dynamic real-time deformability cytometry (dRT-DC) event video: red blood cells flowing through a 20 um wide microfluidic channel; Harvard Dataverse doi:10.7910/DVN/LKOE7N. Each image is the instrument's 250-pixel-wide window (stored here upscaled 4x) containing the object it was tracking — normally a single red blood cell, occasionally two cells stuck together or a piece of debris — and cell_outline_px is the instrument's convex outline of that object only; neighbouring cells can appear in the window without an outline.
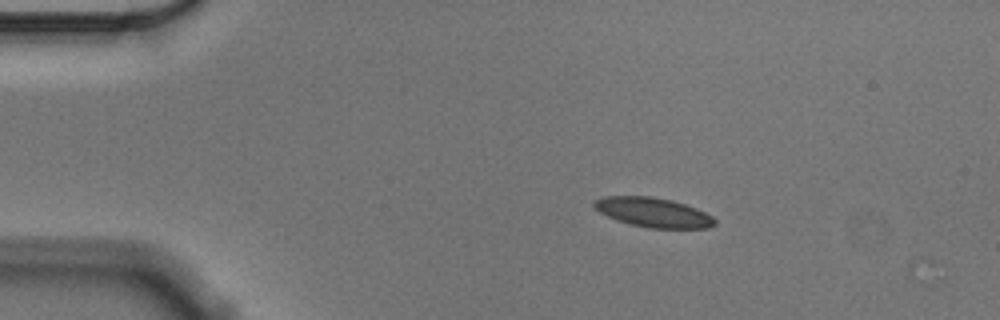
{"species": "Egyptian fruit bat (a non-hibernating species)", "species_latin": "Rousettus aegyptiacus", "temperature_condition": "cold", "stored_images_in_passage": 3, "camera_frame_rate_fps": 3000, "um_per_image_px": 0.085, "animal": {"sex": "male"}, "frame": {"image": 1, "passage_image": 1, "time_ms": 0.0, "image_size_px": [1000, 320], "cell_outline_px": [[716, 224], [708, 228], [648, 228], [628, 224], [616, 220], [592, 208], [592, 204], [596, 200], [604, 196], [652, 196], [672, 200], [696, 208], [712, 216], [716, 220]], "centroid_in_image_um": [55.5, 18.05], "position_along_channel_um": 29.5, "area_um2": 20.87}}